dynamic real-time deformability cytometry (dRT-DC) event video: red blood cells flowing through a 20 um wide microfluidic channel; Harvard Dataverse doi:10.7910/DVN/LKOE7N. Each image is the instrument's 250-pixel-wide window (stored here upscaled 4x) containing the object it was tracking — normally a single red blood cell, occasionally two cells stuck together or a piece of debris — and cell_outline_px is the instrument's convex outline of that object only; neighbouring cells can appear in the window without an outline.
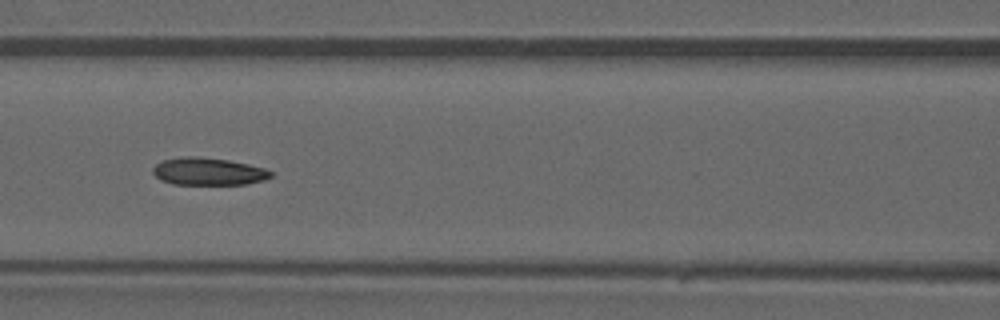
{"species": "common noctule bat (a hibernating species)", "species_latin": "Nyctalus noctula", "temperature_condition": "warm", "stored_images_in_passage": 44, "camera_frame_rate_fps": 3000, "um_per_image_px": 0.085, "animal": {"sex": "male", "forearm_length_mm": 52.5}, "frame": {"image": 1, "passage_image": 19, "time_ms": 6.0, "image_size_px": [1000, 320], "cell_outline_px": [[272, 176], [264, 180], [248, 184], [172, 184], [160, 180], [152, 172], [152, 168], [156, 164], [164, 160], [184, 156], [200, 156], [228, 160], [248, 164], [264, 168], [272, 172]], "centroid_in_image_um": [17.7, 14.57], "position_along_channel_um": 148.9, "area_um2": 18.9}}